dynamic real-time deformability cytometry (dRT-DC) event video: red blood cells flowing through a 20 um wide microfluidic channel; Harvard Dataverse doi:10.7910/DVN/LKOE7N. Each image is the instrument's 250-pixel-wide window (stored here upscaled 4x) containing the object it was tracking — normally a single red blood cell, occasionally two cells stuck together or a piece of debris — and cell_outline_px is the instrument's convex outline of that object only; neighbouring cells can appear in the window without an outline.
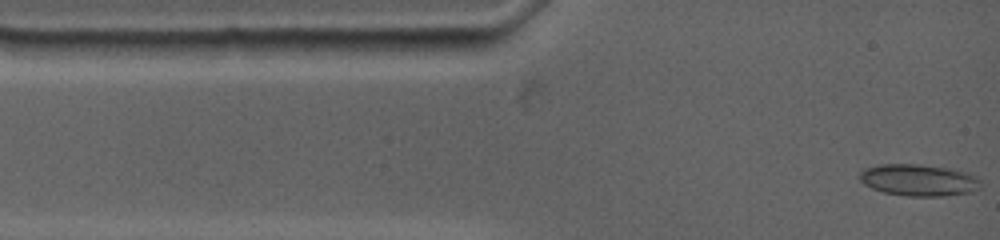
{"species": "common noctule bat (a hibernating species)", "species_latin": "Nyctalus noctula", "temperature_condition": "warm", "stored_images_in_passage": 22, "camera_frame_rate_fps": 4500, "um_per_image_px": 0.085, "animal": {"sex": "female", "body_mass_g": 19.0, "forearm_length_mm": 53.3}, "frame": {"image": 1, "passage_image": 1, "time_ms": 0.0, "image_size_px": [1000, 240], "cell_outline_px": [[980, 188], [972, 192], [944, 196], [908, 196], [884, 192], [872, 188], [864, 184], [860, 180], [860, 172], [864, 168], [880, 164], [920, 164], [948, 168], [968, 172], [976, 176], [980, 180]], "centroid_in_image_um": [78.11, 15.3], "position_along_channel_um": 6.9, "area_um2": 22.48}}
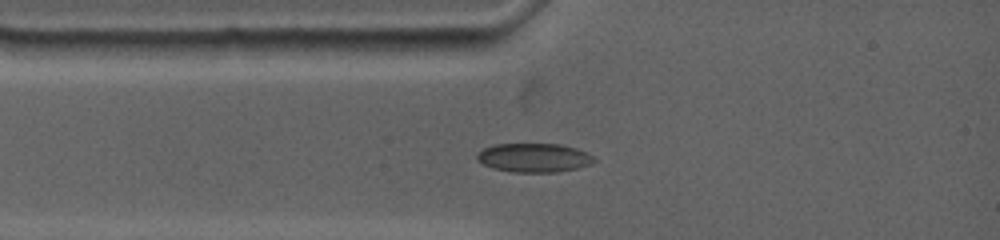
{"frame": {"image": 2, "passage_image": 16, "time_ms": 2.0, "image_size_px": [1000, 240], "cell_outline_px": [[596, 160], [592, 164], [576, 168], [556, 172], [512, 172], [492, 168], [476, 160], [476, 152], [484, 148], [496, 144], [560, 144], [576, 148], [592, 156]], "centroid_in_image_um": [45.35, 13.41], "position_along_channel_um": 39.7, "area_um2": 19.71}}